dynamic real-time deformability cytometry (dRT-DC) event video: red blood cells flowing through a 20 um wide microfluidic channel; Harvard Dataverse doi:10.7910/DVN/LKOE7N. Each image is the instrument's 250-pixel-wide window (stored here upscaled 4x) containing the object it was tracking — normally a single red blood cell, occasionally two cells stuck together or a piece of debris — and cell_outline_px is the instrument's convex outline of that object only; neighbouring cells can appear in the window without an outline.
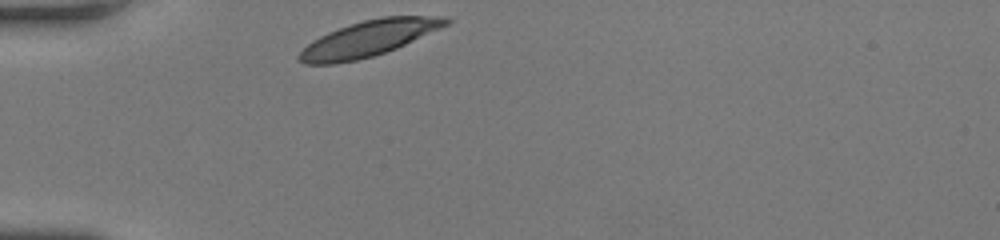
{"species": "human", "species_latin": "Homo sapiens", "temperature_condition": "room temperature", "stored_images_in_passage": 29, "camera_frame_rate_fps": 3000, "um_per_image_px": 0.085, "donor": {"sex": "female"}, "frame": {"image": 1, "passage_image": 1, "time_ms": 0.0, "image_size_px": [1000, 240], "cell_outline_px": [[452, 20], [448, 24], [440, 28], [396, 48], [372, 56], [356, 60], [336, 64], [304, 64], [296, 60], [296, 56], [312, 40], [328, 32], [364, 20], [384, 16], [448, 16]], "centroid_in_image_um": [31.32, 3.27], "position_along_channel_um": 53.7, "area_um2": 30.29}}
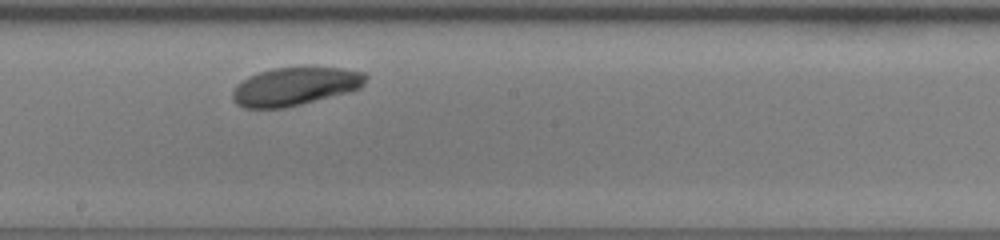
{"frame": {"image": 2, "passage_image": 16, "time_ms": 5.0, "image_size_px": [1000, 240], "cell_outline_px": [[368, 76], [364, 84], [360, 88], [348, 92], [284, 108], [244, 108], [236, 104], [232, 100], [232, 88], [236, 84], [248, 76], [272, 68], [344, 68], [364, 72]], "centroid_in_image_um": [25.04, 7.35], "position_along_channel_um": 223.2, "area_um2": 29.59}}
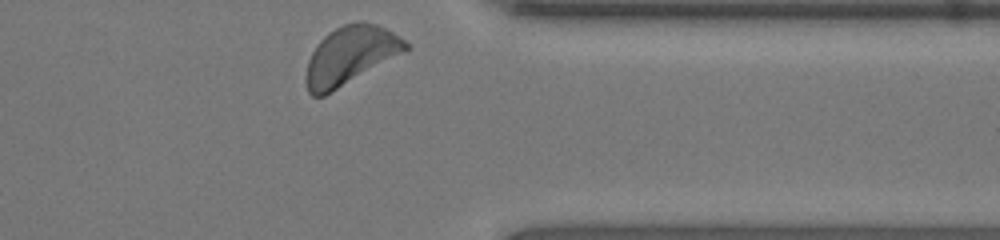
{"frame": {"image": 3, "passage_image": 29, "time_ms": 9.333, "image_size_px": [1000, 240], "cell_outline_px": [[408, 48], [324, 96], [312, 96], [308, 92], [304, 80], [308, 60], [312, 52], [320, 40], [328, 32], [344, 24], [364, 20], [376, 24], [400, 36], [408, 44]], "centroid_in_image_um": [29.7, 4.69], "position_along_channel_um": 381.7, "area_um2": 33.0}, "authors_computed_cell_mechanics": {"area_um2": 30.6918, "velocity_mm_per_s": 3.7524, "shape_relaxation_time_tau1_ms": 1.429, "shape_relaxation_time_tau2_ms": null, "deformation_change_tau1": 0.1043, "deformation_change_tau2": null}}